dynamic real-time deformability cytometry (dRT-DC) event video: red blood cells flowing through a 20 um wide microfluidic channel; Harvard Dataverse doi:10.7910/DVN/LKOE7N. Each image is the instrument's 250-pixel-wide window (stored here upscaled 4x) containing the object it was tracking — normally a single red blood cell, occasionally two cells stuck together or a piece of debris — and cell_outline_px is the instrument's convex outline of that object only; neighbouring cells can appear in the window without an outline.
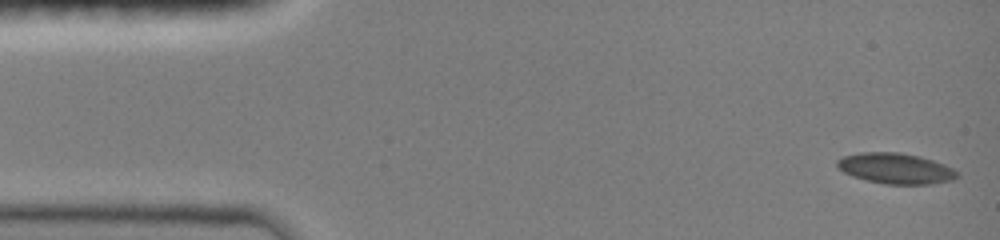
{"species": "common noctule bat (a hibernating species)", "species_latin": "Nyctalus noctula", "temperature_condition": "room temperature", "stored_images_in_passage": 10, "camera_frame_rate_fps": 3000, "um_per_image_px": 0.085, "animal": {"sex": "female", "body_mass_g": 19.0, "forearm_length_mm": 51.5}, "frame": {"image": 1, "passage_image": 1, "time_ms": 0.0, "image_size_px": [1000, 240], "cell_outline_px": [[960, 176], [952, 180], [932, 184], [884, 184], [852, 176], [844, 172], [836, 164], [836, 160], [844, 156], [860, 152], [900, 152], [920, 156], [944, 164], [960, 172]], "centroid_in_image_um": [76.16, 14.31], "position_along_channel_um": 8.8, "area_um2": 21.5}}
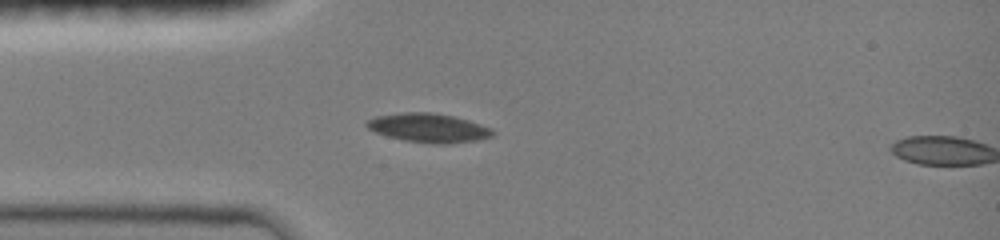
{"frame": {"image": 2, "passage_image": 9, "time_ms": 2.667, "image_size_px": [1000, 240], "cell_outline_px": [[496, 136], [476, 140], [448, 144], [432, 144], [404, 140], [388, 136], [376, 132], [368, 128], [364, 124], [368, 120], [376, 116], [404, 112], [432, 112], [452, 116], [468, 120], [492, 128], [496, 132]], "centroid_in_image_um": [36.47, 10.87], "position_along_channel_um": 48.5, "area_um2": 21.33}}